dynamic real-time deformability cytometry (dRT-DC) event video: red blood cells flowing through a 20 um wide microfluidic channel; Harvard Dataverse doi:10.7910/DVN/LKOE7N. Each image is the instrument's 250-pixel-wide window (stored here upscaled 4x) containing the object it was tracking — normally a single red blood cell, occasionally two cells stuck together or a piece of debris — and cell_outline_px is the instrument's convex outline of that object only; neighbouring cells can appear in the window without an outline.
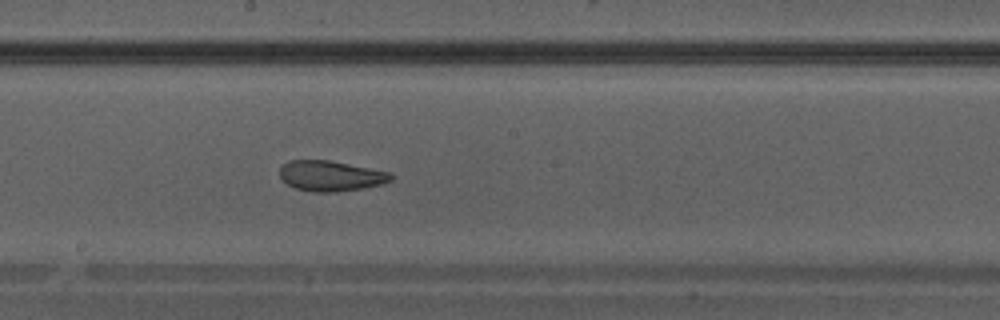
{"species": "Egyptian fruit bat (a non-hibernating species)", "species_latin": "Rousettus aegyptiacus", "temperature_condition": "warm", "stored_images_in_passage": 30, "camera_frame_rate_fps": 3000, "um_per_image_px": 0.085, "animal": {"sex": "male"}, "frame": {"image": 1, "passage_image": 13, "time_ms": 4.0, "image_size_px": [1000, 320], "cell_outline_px": [[396, 176], [392, 180], [384, 184], [364, 188], [336, 192], [312, 192], [296, 188], [288, 184], [280, 176], [280, 168], [288, 160], [328, 160], [392, 172]], "centroid_in_image_um": [28.18, 14.95], "position_along_channel_um": 220.0, "area_um2": 19.88}}